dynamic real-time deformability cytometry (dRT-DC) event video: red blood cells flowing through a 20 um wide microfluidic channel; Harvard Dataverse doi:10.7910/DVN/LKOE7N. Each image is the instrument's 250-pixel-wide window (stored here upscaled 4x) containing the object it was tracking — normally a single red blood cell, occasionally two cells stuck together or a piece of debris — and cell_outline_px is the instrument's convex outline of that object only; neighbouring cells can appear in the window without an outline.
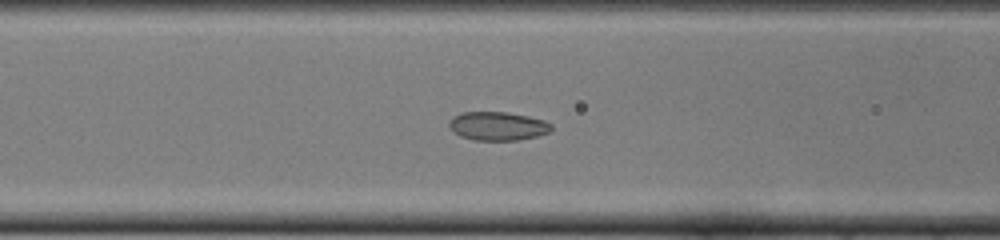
{"species": "common noctule bat (a hibernating species)", "species_latin": "Nyctalus noctula", "temperature_condition": "cold", "stored_images_in_passage": 44, "camera_frame_rate_fps": 3000, "um_per_image_px": 0.085, "animal": {"sex": "female", "body_mass_g": 22.0, "forearm_length_mm": 56.7}, "frame": {"image": 1, "passage_image": 17, "time_ms": 5.333, "image_size_px": [1000, 240], "cell_outline_px": [[552, 132], [536, 136], [516, 140], [472, 140], [460, 136], [452, 132], [448, 124], [452, 116], [460, 112], [508, 112], [528, 116], [544, 120], [552, 124]], "centroid_in_image_um": [42.29, 10.71], "position_along_channel_um": 124.3, "area_um2": 17.28}}
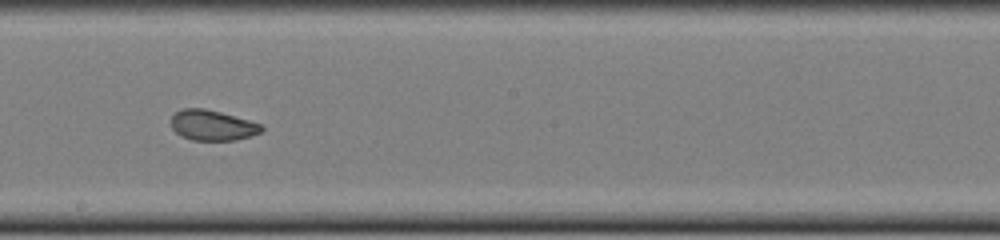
{"frame": {"image": 2, "passage_image": 25, "time_ms": 8.0, "image_size_px": [1000, 240], "cell_outline_px": [[264, 128], [260, 132], [252, 136], [236, 140], [192, 140], [180, 136], [172, 128], [172, 116], [180, 108], [204, 108], [220, 112], [248, 120], [260, 124]], "centroid_in_image_um": [18.03, 10.65], "position_along_channel_um": 230.2, "area_um2": 15.95}}
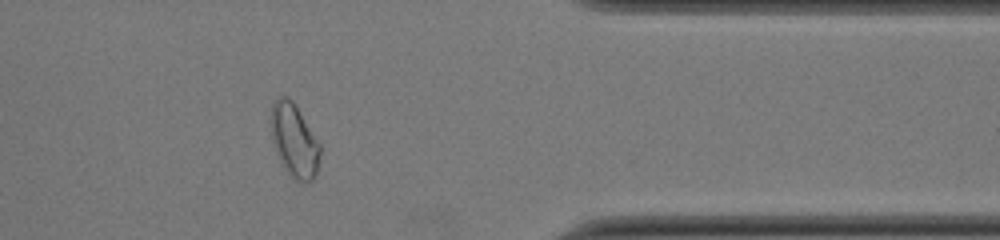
{"frame": {"image": 3, "passage_image": 38, "time_ms": 12.333, "image_size_px": [1000, 240], "cell_outline_px": [[320, 156], [316, 172], [312, 180], [304, 184], [296, 180], [284, 168], [280, 160], [272, 140], [272, 104], [280, 96], [288, 96], [292, 100], [320, 144]], "centroid_in_image_um": [25.02, 11.96], "position_along_channel_um": 386.4, "area_um2": 20.52}, "authors_computed_cell_mechanics": {"area_um2": 18.0625, "velocity_mm_per_s": 3.9797, "shape_relaxation_time_tau1_ms": null, "shape_relaxation_time_tau2_ms": 1.1815, "deformation_change_tau1": null, "deformation_change_tau2": 0.0551}}